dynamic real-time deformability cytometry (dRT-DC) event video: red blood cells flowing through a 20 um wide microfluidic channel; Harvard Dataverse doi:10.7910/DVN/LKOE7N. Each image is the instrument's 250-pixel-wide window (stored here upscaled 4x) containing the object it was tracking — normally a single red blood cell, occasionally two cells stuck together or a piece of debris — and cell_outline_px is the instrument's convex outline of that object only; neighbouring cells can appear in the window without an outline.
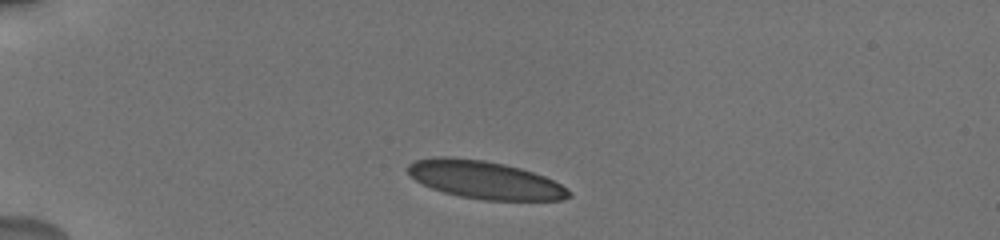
{"species": "human", "species_latin": "Homo sapiens", "temperature_condition": "cold", "stored_images_in_passage": 36, "camera_frame_rate_fps": 3000, "um_per_image_px": 0.085, "donor": {"sex": "male"}, "frame": {"image": 1, "passage_image": 1, "time_ms": 0.0, "image_size_px": [1000, 240], "cell_outline_px": [[572, 196], [564, 200], [484, 200], [460, 196], [444, 192], [432, 188], [416, 180], [408, 172], [408, 164], [416, 160], [436, 156], [448, 156], [484, 160], [504, 164], [520, 168], [544, 176], [568, 188], [572, 192]], "centroid_in_image_um": [41.24, 15.29], "position_along_channel_um": 43.8, "area_um2": 35.43}}
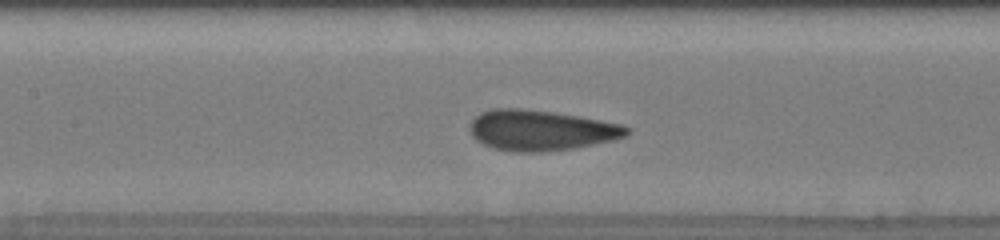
{"frame": {"image": 2, "passage_image": 13, "time_ms": 4.333, "image_size_px": [1000, 240], "cell_outline_px": [[632, 132], [616, 140], [576, 148], [544, 152], [512, 152], [492, 148], [476, 140], [472, 136], [468, 128], [472, 120], [480, 112], [492, 108], [520, 108], [552, 112], [580, 116], [620, 124], [632, 128]], "centroid_in_image_um": [45.98, 11.08], "position_along_channel_um": 161.4, "area_um2": 37.51}}
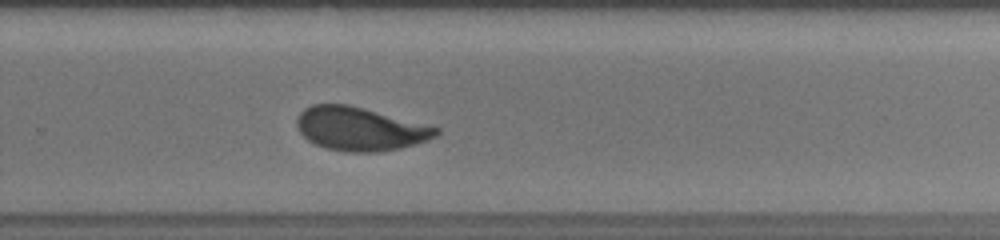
{"frame": {"image": 3, "passage_image": 21, "time_ms": 8.0, "image_size_px": [1000, 240], "cell_outline_px": [[440, 132], [436, 136], [428, 140], [416, 144], [400, 148], [376, 152], [344, 152], [324, 148], [308, 140], [300, 132], [296, 124], [296, 120], [300, 112], [304, 108], [312, 104], [348, 104], [364, 108], [440, 128]], "centroid_in_image_um": [30.58, 10.96], "position_along_channel_um": 299.2, "area_um2": 35.32}, "authors_computed_cell_mechanics": {"area_um2": 35.9227, "velocity_mm_per_s": 3.7762, "shape_relaxation_time_tau1_ms": 4.451, "shape_relaxation_time_tau2_ms": null, "deformation_change_tau1": 0.1441, "deformation_change_tau2": null}}